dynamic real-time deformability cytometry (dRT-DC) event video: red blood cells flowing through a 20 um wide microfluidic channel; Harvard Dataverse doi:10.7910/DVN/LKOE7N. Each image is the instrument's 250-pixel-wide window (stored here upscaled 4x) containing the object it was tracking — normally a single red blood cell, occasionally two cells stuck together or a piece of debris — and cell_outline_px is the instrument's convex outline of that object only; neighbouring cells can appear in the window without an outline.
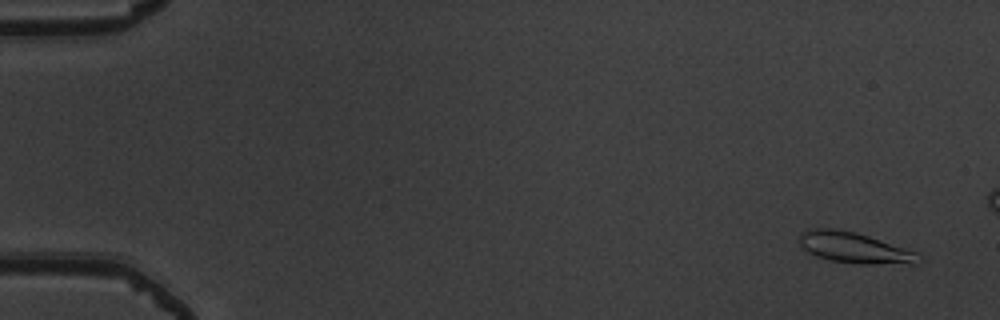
{"species": "common noctule bat (a hibernating species)", "species_latin": "Nyctalus noctula", "temperature_condition": "warm", "stored_images_in_passage": 17, "camera_frame_rate_fps": 3000, "um_per_image_px": 0.085, "animal": {"sex": "male", "body_mass_g": 19.5, "forearm_length_mm": 54.6}, "frame": {"image": 1, "passage_image": 3, "time_ms": 0.667, "image_size_px": [1000, 320], "cell_outline_px": [[920, 260], [916, 264], [864, 264], [832, 260], [816, 256], [808, 252], [800, 244], [800, 232], [812, 228], [832, 228], [856, 232], [920, 252]], "centroid_in_image_um": [72.68, 21.05], "position_along_channel_um": 12.3, "area_um2": 21.5}}